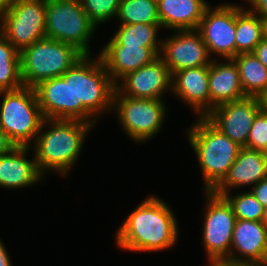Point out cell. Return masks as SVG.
I'll return each instance as SVG.
<instances>
[{"instance_id":"1","label":"cell","mask_w":267,"mask_h":266,"mask_svg":"<svg viewBox=\"0 0 267 266\" xmlns=\"http://www.w3.org/2000/svg\"><path fill=\"white\" fill-rule=\"evenodd\" d=\"M170 209L160 198L147 197L119 227L117 245L134 252L162 251L174 246L179 230Z\"/></svg>"},{"instance_id":"2","label":"cell","mask_w":267,"mask_h":266,"mask_svg":"<svg viewBox=\"0 0 267 266\" xmlns=\"http://www.w3.org/2000/svg\"><path fill=\"white\" fill-rule=\"evenodd\" d=\"M48 123L51 127L49 125L45 131L43 127ZM92 126L91 123L79 120L44 119L33 142L34 158L40 173L43 175L47 170H55L61 175H67L72 165H75L85 136Z\"/></svg>"},{"instance_id":"3","label":"cell","mask_w":267,"mask_h":266,"mask_svg":"<svg viewBox=\"0 0 267 266\" xmlns=\"http://www.w3.org/2000/svg\"><path fill=\"white\" fill-rule=\"evenodd\" d=\"M115 89L100 55H84L72 66L74 120L94 125L96 116L113 108Z\"/></svg>"},{"instance_id":"4","label":"cell","mask_w":267,"mask_h":266,"mask_svg":"<svg viewBox=\"0 0 267 266\" xmlns=\"http://www.w3.org/2000/svg\"><path fill=\"white\" fill-rule=\"evenodd\" d=\"M188 131V139L200 164L205 191H212L227 175L240 149L237 143L221 133L205 117Z\"/></svg>"},{"instance_id":"5","label":"cell","mask_w":267,"mask_h":266,"mask_svg":"<svg viewBox=\"0 0 267 266\" xmlns=\"http://www.w3.org/2000/svg\"><path fill=\"white\" fill-rule=\"evenodd\" d=\"M83 56L72 45L40 39L20 52L23 85L34 88L42 81L60 77Z\"/></svg>"},{"instance_id":"6","label":"cell","mask_w":267,"mask_h":266,"mask_svg":"<svg viewBox=\"0 0 267 266\" xmlns=\"http://www.w3.org/2000/svg\"><path fill=\"white\" fill-rule=\"evenodd\" d=\"M1 95L0 127L16 146L30 147L44 121L34 88L22 86Z\"/></svg>"},{"instance_id":"7","label":"cell","mask_w":267,"mask_h":266,"mask_svg":"<svg viewBox=\"0 0 267 266\" xmlns=\"http://www.w3.org/2000/svg\"><path fill=\"white\" fill-rule=\"evenodd\" d=\"M96 29L79 0H46V38L72 45L91 55L89 41Z\"/></svg>"},{"instance_id":"8","label":"cell","mask_w":267,"mask_h":266,"mask_svg":"<svg viewBox=\"0 0 267 266\" xmlns=\"http://www.w3.org/2000/svg\"><path fill=\"white\" fill-rule=\"evenodd\" d=\"M46 0H13L0 16V33L19 51L46 38Z\"/></svg>"},{"instance_id":"9","label":"cell","mask_w":267,"mask_h":266,"mask_svg":"<svg viewBox=\"0 0 267 266\" xmlns=\"http://www.w3.org/2000/svg\"><path fill=\"white\" fill-rule=\"evenodd\" d=\"M112 105L113 108L117 107V118L124 131L135 142L154 137L162 128L166 117V107L162 100L127 97L116 89Z\"/></svg>"},{"instance_id":"10","label":"cell","mask_w":267,"mask_h":266,"mask_svg":"<svg viewBox=\"0 0 267 266\" xmlns=\"http://www.w3.org/2000/svg\"><path fill=\"white\" fill-rule=\"evenodd\" d=\"M203 244L209 261L229 259L236 217L228 201L206 191Z\"/></svg>"},{"instance_id":"11","label":"cell","mask_w":267,"mask_h":266,"mask_svg":"<svg viewBox=\"0 0 267 266\" xmlns=\"http://www.w3.org/2000/svg\"><path fill=\"white\" fill-rule=\"evenodd\" d=\"M207 46L209 55L215 53L224 59L236 56V5L222 4L205 10L197 29Z\"/></svg>"},{"instance_id":"12","label":"cell","mask_w":267,"mask_h":266,"mask_svg":"<svg viewBox=\"0 0 267 266\" xmlns=\"http://www.w3.org/2000/svg\"><path fill=\"white\" fill-rule=\"evenodd\" d=\"M262 108V98L247 96L215 107L205 118L243 148L246 147L254 118Z\"/></svg>"},{"instance_id":"13","label":"cell","mask_w":267,"mask_h":266,"mask_svg":"<svg viewBox=\"0 0 267 266\" xmlns=\"http://www.w3.org/2000/svg\"><path fill=\"white\" fill-rule=\"evenodd\" d=\"M175 33L161 42V53L159 54L171 75L186 68L210 65L211 57H209L207 46L197 29L176 30Z\"/></svg>"},{"instance_id":"14","label":"cell","mask_w":267,"mask_h":266,"mask_svg":"<svg viewBox=\"0 0 267 266\" xmlns=\"http://www.w3.org/2000/svg\"><path fill=\"white\" fill-rule=\"evenodd\" d=\"M121 85H115L123 96L144 99H161L163 92L172 90V75L169 68L158 57L152 63L124 76Z\"/></svg>"},{"instance_id":"15","label":"cell","mask_w":267,"mask_h":266,"mask_svg":"<svg viewBox=\"0 0 267 266\" xmlns=\"http://www.w3.org/2000/svg\"><path fill=\"white\" fill-rule=\"evenodd\" d=\"M44 119L74 120L72 67L34 87Z\"/></svg>"},{"instance_id":"16","label":"cell","mask_w":267,"mask_h":266,"mask_svg":"<svg viewBox=\"0 0 267 266\" xmlns=\"http://www.w3.org/2000/svg\"><path fill=\"white\" fill-rule=\"evenodd\" d=\"M160 51L161 47L105 45L99 55L113 83L117 85L119 79L152 63L159 57Z\"/></svg>"},{"instance_id":"17","label":"cell","mask_w":267,"mask_h":266,"mask_svg":"<svg viewBox=\"0 0 267 266\" xmlns=\"http://www.w3.org/2000/svg\"><path fill=\"white\" fill-rule=\"evenodd\" d=\"M229 260L267 265V228L261 221L236 219Z\"/></svg>"},{"instance_id":"18","label":"cell","mask_w":267,"mask_h":266,"mask_svg":"<svg viewBox=\"0 0 267 266\" xmlns=\"http://www.w3.org/2000/svg\"><path fill=\"white\" fill-rule=\"evenodd\" d=\"M209 65L186 68L172 75V92L190 105L198 117L210 113Z\"/></svg>"},{"instance_id":"19","label":"cell","mask_w":267,"mask_h":266,"mask_svg":"<svg viewBox=\"0 0 267 266\" xmlns=\"http://www.w3.org/2000/svg\"><path fill=\"white\" fill-rule=\"evenodd\" d=\"M267 178V156L264 152L241 148L235 162L231 165L224 179L212 190L223 196L231 188L257 184Z\"/></svg>"},{"instance_id":"20","label":"cell","mask_w":267,"mask_h":266,"mask_svg":"<svg viewBox=\"0 0 267 266\" xmlns=\"http://www.w3.org/2000/svg\"><path fill=\"white\" fill-rule=\"evenodd\" d=\"M217 63L212 60L209 65L208 85L210 91V112L217 106L246 98L239 70L233 59Z\"/></svg>"},{"instance_id":"21","label":"cell","mask_w":267,"mask_h":266,"mask_svg":"<svg viewBox=\"0 0 267 266\" xmlns=\"http://www.w3.org/2000/svg\"><path fill=\"white\" fill-rule=\"evenodd\" d=\"M29 147L16 146L7 154L0 156V186L2 188L27 187L43 179L35 158L26 159Z\"/></svg>"},{"instance_id":"22","label":"cell","mask_w":267,"mask_h":266,"mask_svg":"<svg viewBox=\"0 0 267 266\" xmlns=\"http://www.w3.org/2000/svg\"><path fill=\"white\" fill-rule=\"evenodd\" d=\"M157 7L161 27L195 30L209 4L204 0H157Z\"/></svg>"},{"instance_id":"23","label":"cell","mask_w":267,"mask_h":266,"mask_svg":"<svg viewBox=\"0 0 267 266\" xmlns=\"http://www.w3.org/2000/svg\"><path fill=\"white\" fill-rule=\"evenodd\" d=\"M266 23L260 15L236 5V56L254 52L256 46L265 38Z\"/></svg>"},{"instance_id":"24","label":"cell","mask_w":267,"mask_h":266,"mask_svg":"<svg viewBox=\"0 0 267 266\" xmlns=\"http://www.w3.org/2000/svg\"><path fill=\"white\" fill-rule=\"evenodd\" d=\"M244 94L262 98L267 93V68L254 53H242L233 58Z\"/></svg>"},{"instance_id":"25","label":"cell","mask_w":267,"mask_h":266,"mask_svg":"<svg viewBox=\"0 0 267 266\" xmlns=\"http://www.w3.org/2000/svg\"><path fill=\"white\" fill-rule=\"evenodd\" d=\"M22 86L20 52L0 33V91Z\"/></svg>"},{"instance_id":"26","label":"cell","mask_w":267,"mask_h":266,"mask_svg":"<svg viewBox=\"0 0 267 266\" xmlns=\"http://www.w3.org/2000/svg\"><path fill=\"white\" fill-rule=\"evenodd\" d=\"M161 24H120L118 31L106 45H140L142 47H161L157 33Z\"/></svg>"},{"instance_id":"27","label":"cell","mask_w":267,"mask_h":266,"mask_svg":"<svg viewBox=\"0 0 267 266\" xmlns=\"http://www.w3.org/2000/svg\"><path fill=\"white\" fill-rule=\"evenodd\" d=\"M116 17L120 24H161L157 0H121Z\"/></svg>"},{"instance_id":"28","label":"cell","mask_w":267,"mask_h":266,"mask_svg":"<svg viewBox=\"0 0 267 266\" xmlns=\"http://www.w3.org/2000/svg\"><path fill=\"white\" fill-rule=\"evenodd\" d=\"M223 197L233 209L238 220L261 221L264 213L263 205L255 198L252 191L244 192L236 196H230L229 192Z\"/></svg>"},{"instance_id":"29","label":"cell","mask_w":267,"mask_h":266,"mask_svg":"<svg viewBox=\"0 0 267 266\" xmlns=\"http://www.w3.org/2000/svg\"><path fill=\"white\" fill-rule=\"evenodd\" d=\"M121 0H79L90 20L97 26L117 16Z\"/></svg>"},{"instance_id":"30","label":"cell","mask_w":267,"mask_h":266,"mask_svg":"<svg viewBox=\"0 0 267 266\" xmlns=\"http://www.w3.org/2000/svg\"><path fill=\"white\" fill-rule=\"evenodd\" d=\"M267 146V110L263 107L254 118L249 136L247 149L263 152Z\"/></svg>"},{"instance_id":"31","label":"cell","mask_w":267,"mask_h":266,"mask_svg":"<svg viewBox=\"0 0 267 266\" xmlns=\"http://www.w3.org/2000/svg\"><path fill=\"white\" fill-rule=\"evenodd\" d=\"M254 187V188H253ZM252 187V193L255 198L263 205L267 207V178L261 179L257 184Z\"/></svg>"},{"instance_id":"32","label":"cell","mask_w":267,"mask_h":266,"mask_svg":"<svg viewBox=\"0 0 267 266\" xmlns=\"http://www.w3.org/2000/svg\"><path fill=\"white\" fill-rule=\"evenodd\" d=\"M253 9H245L252 13L260 15L267 21V0H248Z\"/></svg>"},{"instance_id":"33","label":"cell","mask_w":267,"mask_h":266,"mask_svg":"<svg viewBox=\"0 0 267 266\" xmlns=\"http://www.w3.org/2000/svg\"><path fill=\"white\" fill-rule=\"evenodd\" d=\"M209 262H210L209 266H267L255 262H236V261H231L229 259H217Z\"/></svg>"},{"instance_id":"34","label":"cell","mask_w":267,"mask_h":266,"mask_svg":"<svg viewBox=\"0 0 267 266\" xmlns=\"http://www.w3.org/2000/svg\"><path fill=\"white\" fill-rule=\"evenodd\" d=\"M15 147L16 145L10 140L8 135L0 127V156L7 154Z\"/></svg>"},{"instance_id":"35","label":"cell","mask_w":267,"mask_h":266,"mask_svg":"<svg viewBox=\"0 0 267 266\" xmlns=\"http://www.w3.org/2000/svg\"><path fill=\"white\" fill-rule=\"evenodd\" d=\"M255 56L267 68V38H264L255 48Z\"/></svg>"},{"instance_id":"36","label":"cell","mask_w":267,"mask_h":266,"mask_svg":"<svg viewBox=\"0 0 267 266\" xmlns=\"http://www.w3.org/2000/svg\"><path fill=\"white\" fill-rule=\"evenodd\" d=\"M0 266H12L5 246L0 240Z\"/></svg>"},{"instance_id":"37","label":"cell","mask_w":267,"mask_h":266,"mask_svg":"<svg viewBox=\"0 0 267 266\" xmlns=\"http://www.w3.org/2000/svg\"><path fill=\"white\" fill-rule=\"evenodd\" d=\"M13 0H0V16L9 8Z\"/></svg>"},{"instance_id":"38","label":"cell","mask_w":267,"mask_h":266,"mask_svg":"<svg viewBox=\"0 0 267 266\" xmlns=\"http://www.w3.org/2000/svg\"><path fill=\"white\" fill-rule=\"evenodd\" d=\"M261 223L267 228V207L264 208V213H263Z\"/></svg>"},{"instance_id":"39","label":"cell","mask_w":267,"mask_h":266,"mask_svg":"<svg viewBox=\"0 0 267 266\" xmlns=\"http://www.w3.org/2000/svg\"><path fill=\"white\" fill-rule=\"evenodd\" d=\"M263 107L267 110V93L262 97Z\"/></svg>"},{"instance_id":"40","label":"cell","mask_w":267,"mask_h":266,"mask_svg":"<svg viewBox=\"0 0 267 266\" xmlns=\"http://www.w3.org/2000/svg\"><path fill=\"white\" fill-rule=\"evenodd\" d=\"M265 38H267V23H266V26H265Z\"/></svg>"},{"instance_id":"41","label":"cell","mask_w":267,"mask_h":266,"mask_svg":"<svg viewBox=\"0 0 267 266\" xmlns=\"http://www.w3.org/2000/svg\"><path fill=\"white\" fill-rule=\"evenodd\" d=\"M265 154H266V156H267V146H266V149L263 151Z\"/></svg>"}]
</instances>
